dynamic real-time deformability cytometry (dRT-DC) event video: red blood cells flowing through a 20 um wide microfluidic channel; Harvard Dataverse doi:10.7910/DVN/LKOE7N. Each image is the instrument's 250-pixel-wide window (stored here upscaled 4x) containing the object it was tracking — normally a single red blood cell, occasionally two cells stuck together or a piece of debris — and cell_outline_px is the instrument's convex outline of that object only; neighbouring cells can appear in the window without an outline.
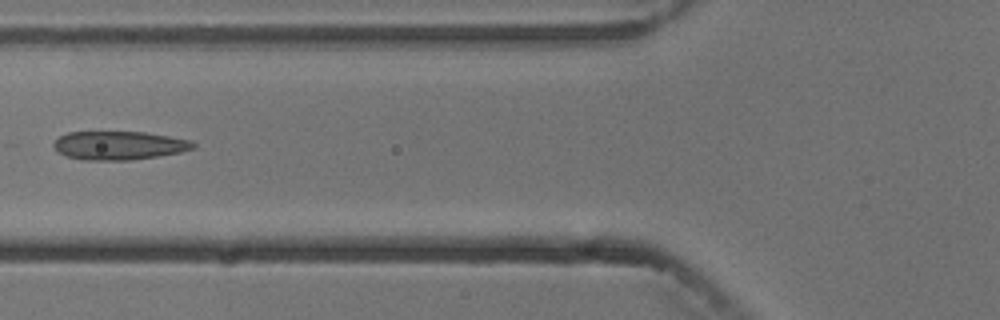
{"species": "common noctule bat (a hibernating species)", "species_latin": "Nyctalus noctula", "temperature_condition": "cold", "stored_images_in_passage": 6, "camera_frame_rate_fps": 3000, "um_per_image_px": 0.085, "animal": {"sex": "male", "body_mass_g": 13.3}, "frame": {"image": 1, "passage_image": 5, "time_ms": 5.667, "image_size_px": [1000, 320], "cell_outline_px": [[196, 148], [180, 152], [132, 160], [80, 160], [64, 156], [56, 152], [52, 144], [60, 136], [68, 132], [144, 132], [192, 140], [196, 144]], "centroid_in_image_um": [10.09, 12.37], "position_along_channel_um": 115.7, "area_um2": 23.41}}
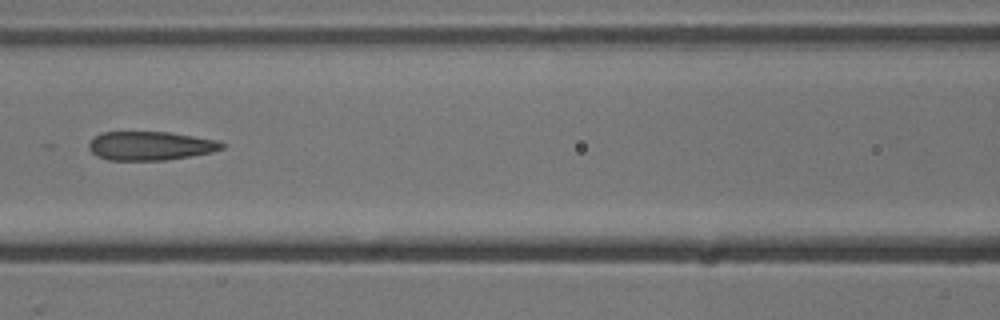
{"frame": {"image": 2, "passage_image": 6, "time_ms": 6.667, "image_size_px": [1000, 320], "cell_outline_px": [[224, 148], [212, 152], [164, 160], [108, 160], [96, 156], [88, 148], [88, 144], [96, 136], [104, 132], [168, 132], [216, 140], [224, 144]], "centroid_in_image_um": [12.75, 12.4], "position_along_channel_um": 153.8, "area_um2": 22.08}}